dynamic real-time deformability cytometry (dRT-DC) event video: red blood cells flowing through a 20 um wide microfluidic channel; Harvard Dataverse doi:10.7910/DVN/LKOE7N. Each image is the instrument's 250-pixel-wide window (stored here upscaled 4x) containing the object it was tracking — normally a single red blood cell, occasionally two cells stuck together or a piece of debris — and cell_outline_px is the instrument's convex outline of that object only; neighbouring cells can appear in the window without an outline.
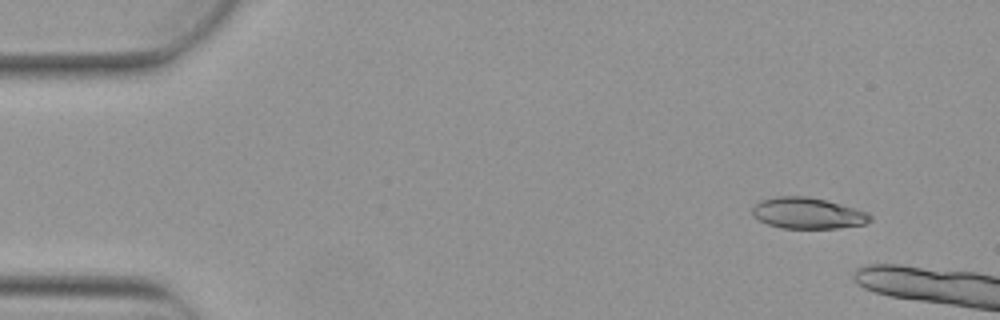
{"species": "Egyptian fruit bat (a non-hibernating species)", "species_latin": "Rousettus aegyptiacus", "temperature_condition": "warm", "stored_images_in_passage": 4, "camera_frame_rate_fps": 3000, "um_per_image_px": 0.085, "animal": {"sex": "female"}, "frame": {"image": 1, "passage_image": 2, "time_ms": 0.333, "image_size_px": [1000, 320], "cell_outline_px": [[872, 220], [864, 224], [836, 228], [784, 228], [768, 224], [752, 216], [752, 208], [760, 200], [776, 196], [808, 196], [824, 200], [868, 212], [872, 216]], "centroid_in_image_um": [68.64, 18.12], "position_along_channel_um": 16.4, "area_um2": 21.21}}